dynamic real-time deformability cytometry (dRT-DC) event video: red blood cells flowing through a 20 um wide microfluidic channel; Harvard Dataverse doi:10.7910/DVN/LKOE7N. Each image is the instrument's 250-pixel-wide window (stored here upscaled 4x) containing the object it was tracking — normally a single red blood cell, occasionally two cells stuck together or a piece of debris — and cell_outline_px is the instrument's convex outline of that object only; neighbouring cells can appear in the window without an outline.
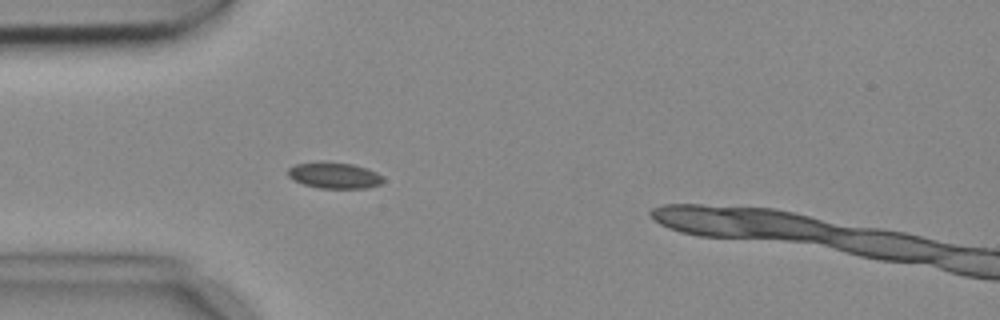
{"species": "common noctule bat (a hibernating species)", "species_latin": "Nyctalus noctula", "temperature_condition": "cold", "stored_images_in_passage": 5, "camera_frame_rate_fps": 3000, "um_per_image_px": 0.085, "animal": {"sex": "female", "body_mass_g": 18.4}, "frame": {"image": 1, "passage_image": 4, "time_ms": 1.0, "image_size_px": [1000, 320], "cell_outline_px": [[384, 180], [380, 184], [368, 188], [320, 188], [304, 184], [292, 180], [288, 176], [288, 168], [296, 164], [352, 164], [376, 172]], "centroid_in_image_um": [28.42, 14.96], "position_along_channel_um": 56.6, "area_um2": 13.76}}